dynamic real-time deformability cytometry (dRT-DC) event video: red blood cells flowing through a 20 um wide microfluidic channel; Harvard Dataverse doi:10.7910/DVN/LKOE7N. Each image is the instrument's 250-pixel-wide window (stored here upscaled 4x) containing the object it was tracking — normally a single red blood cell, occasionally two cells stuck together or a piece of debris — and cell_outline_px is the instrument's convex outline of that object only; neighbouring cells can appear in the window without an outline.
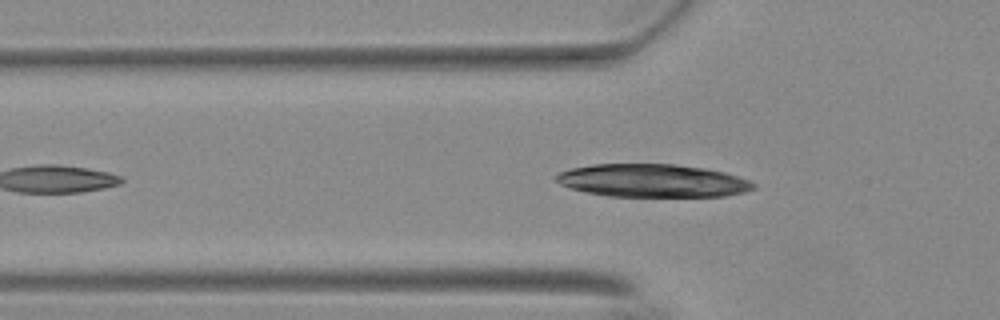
{"species": "Egyptian fruit bat (a non-hibernating species)", "species_latin": "Rousettus aegyptiacus", "temperature_condition": "warm", "stored_images_in_passage": 46, "camera_frame_rate_fps": 3000, "um_per_image_px": 0.085, "animal": {"sex": "female"}, "frame": {"image": 1, "passage_image": 8, "time_ms": 2.333, "image_size_px": [1000, 320], "cell_outline_px": [[756, 188], [744, 192], [724, 196], [608, 196], [584, 192], [560, 184], [556, 180], [556, 176], [560, 172], [572, 168], [592, 164], [676, 164], [704, 168], [724, 172], [748, 180], [756, 184]], "centroid_in_image_um": [55.47, 15.35], "position_along_channel_um": 70.3, "area_um2": 37.8}}